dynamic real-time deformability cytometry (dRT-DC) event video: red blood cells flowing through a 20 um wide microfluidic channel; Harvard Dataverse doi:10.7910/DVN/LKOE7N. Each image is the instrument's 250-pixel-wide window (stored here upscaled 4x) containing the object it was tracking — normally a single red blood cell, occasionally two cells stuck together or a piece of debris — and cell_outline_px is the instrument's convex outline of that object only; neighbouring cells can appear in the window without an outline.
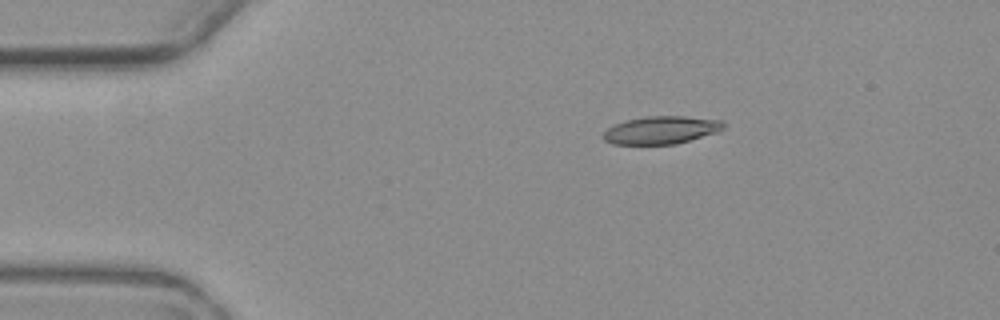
{"species": "common noctule bat (a hibernating species)", "species_latin": "Nyctalus noctula", "temperature_condition": "warm", "stored_images_in_passage": 5, "camera_frame_rate_fps": 3000, "um_per_image_px": 0.085, "animal": {"sex": "female", "body_mass_g": 19.3, "forearm_length_mm": 54.1}, "frame": {"image": 1, "passage_image": 3, "time_ms": 2.333, "image_size_px": [1000, 320], "cell_outline_px": [[724, 128], [716, 132], [676, 144], [612, 144], [604, 140], [604, 132], [608, 128], [624, 120], [644, 116], [684, 116], [724, 120]], "centroid_in_image_um": [56.2, 11.04], "position_along_channel_um": 28.8, "area_um2": 19.42}}